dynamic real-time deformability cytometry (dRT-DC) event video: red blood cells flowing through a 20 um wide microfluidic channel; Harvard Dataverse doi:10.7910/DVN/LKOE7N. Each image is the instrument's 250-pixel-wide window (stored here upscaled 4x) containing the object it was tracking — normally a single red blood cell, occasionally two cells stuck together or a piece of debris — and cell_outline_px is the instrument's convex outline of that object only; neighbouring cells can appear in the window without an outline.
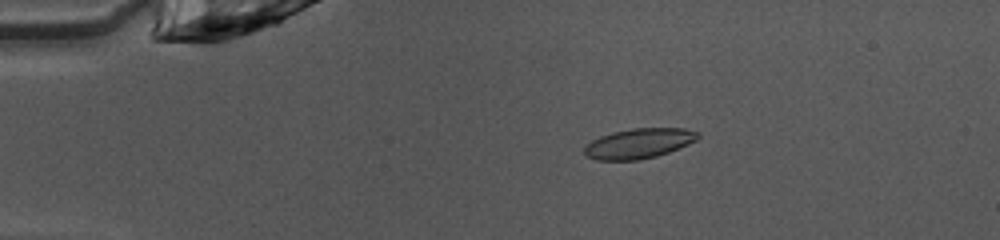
{"species": "common noctule bat (a hibernating species)", "species_latin": "Nyctalus noctula", "temperature_condition": "warm", "stored_images_in_passage": 49, "camera_frame_rate_fps": 3000, "um_per_image_px": 0.085, "animal": {"sex": "female", "body_mass_g": 10.0, "forearm_length_mm": 53.1}, "frame": {"image": 1, "passage_image": 10, "time_ms": 3.0, "image_size_px": [1000, 240], "cell_outline_px": [[700, 136], [696, 140], [688, 144], [668, 152], [656, 156], [640, 160], [596, 160], [588, 156], [584, 152], [584, 148], [592, 140], [600, 136], [612, 132], [632, 128], [684, 128], [700, 132]], "centroid_in_image_um": [54.32, 12.18], "position_along_channel_um": 30.7, "area_um2": 19.83}}
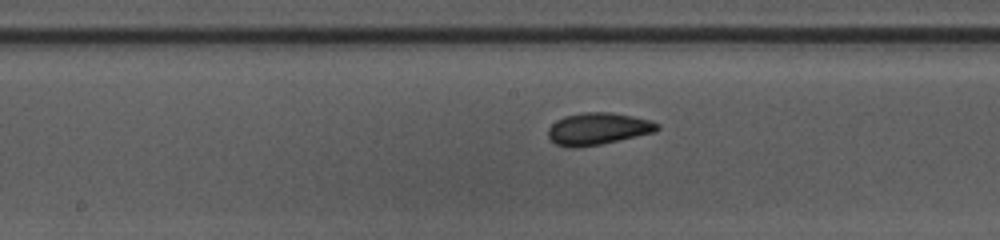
{"frame": {"image": 2, "passage_image": 26, "time_ms": 8.333, "image_size_px": [1000, 240], "cell_outline_px": [[660, 128], [656, 132], [600, 144], [576, 148], [568, 148], [556, 144], [548, 136], [548, 128], [556, 120], [564, 116], [584, 112], [612, 112], [652, 120], [660, 124]], "centroid_in_image_um": [50.84, 10.94], "position_along_channel_um": 197.4, "area_um2": 20.52}}
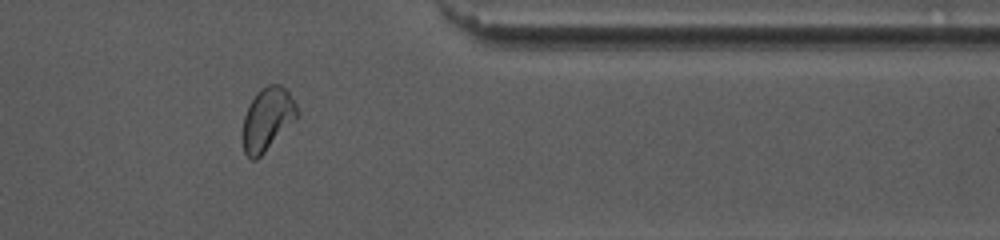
{"frame": {"image": 3, "passage_image": 41, "time_ms": 13.333, "image_size_px": [1000, 240], "cell_outline_px": [[300, 116], [256, 160], [252, 160], [244, 152], [244, 116], [248, 104], [256, 92], [260, 88], [268, 84], [280, 84], [288, 92], [296, 104], [300, 112]], "centroid_in_image_um": [22.76, 10.09], "position_along_channel_um": 388.6, "area_um2": 19.94}}